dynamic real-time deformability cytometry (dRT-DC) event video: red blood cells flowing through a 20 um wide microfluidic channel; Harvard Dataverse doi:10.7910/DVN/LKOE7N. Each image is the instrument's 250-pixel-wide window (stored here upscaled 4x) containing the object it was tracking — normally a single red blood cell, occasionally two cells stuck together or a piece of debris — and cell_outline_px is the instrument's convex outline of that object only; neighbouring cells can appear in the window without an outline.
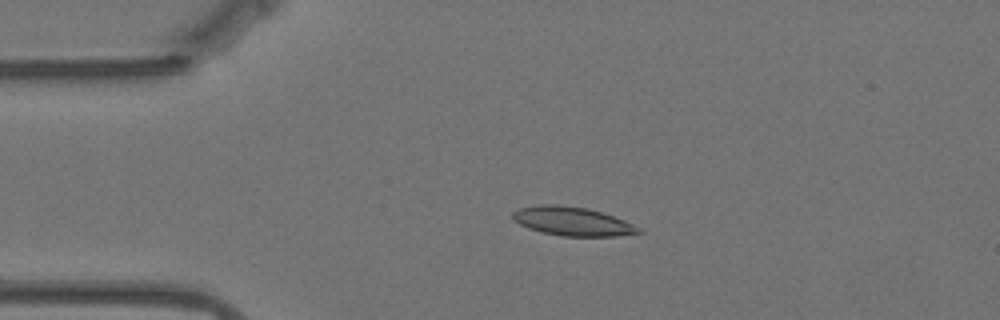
{"species": "Egyptian fruit bat (a non-hibernating species)", "species_latin": "Rousettus aegyptiacus", "temperature_condition": "warm", "stored_images_in_passage": 46, "camera_frame_rate_fps": 3000, "um_per_image_px": 0.085, "animal": {"sex": "female"}, "frame": {"image": 1, "passage_image": 1, "time_ms": 0.0, "image_size_px": [1000, 320], "cell_outline_px": [[644, 232], [616, 236], [560, 236], [528, 228], [512, 220], [512, 212], [520, 208], [540, 204], [556, 204], [588, 208], [624, 220], [640, 228]], "centroid_in_image_um": [48.63, 18.81], "position_along_channel_um": 36.4, "area_um2": 21.04}}
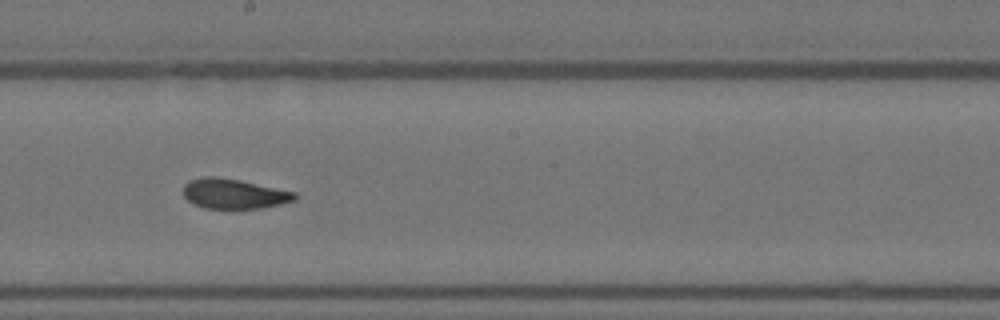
{"frame": {"image": 2, "passage_image": 20, "time_ms": 6.333, "image_size_px": [1000, 320], "cell_outline_px": [[296, 200], [280, 204], [260, 208], [232, 212], [204, 208], [192, 204], [184, 196], [184, 184], [188, 180], [204, 176], [216, 176], [240, 180], [296, 192]], "centroid_in_image_um": [19.85, 16.51], "position_along_channel_um": 228.3, "area_um2": 20.29}}
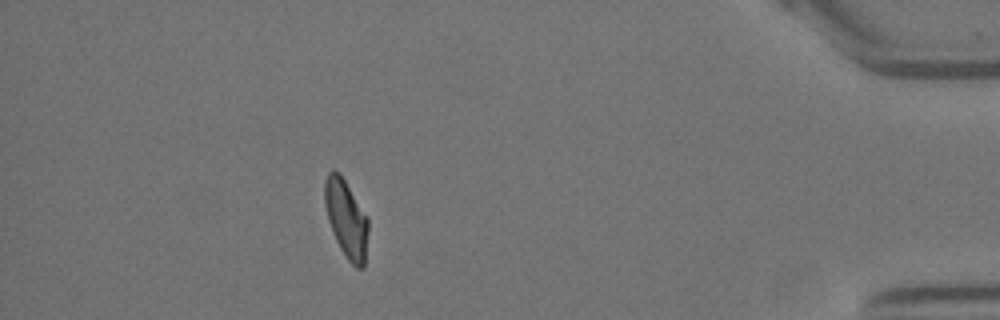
{"frame": {"image": 3, "passage_image": 40, "time_ms": 13.0, "image_size_px": [1000, 320], "cell_outline_px": [[368, 232], [364, 268], [356, 268], [348, 260], [340, 248], [336, 240], [328, 220], [324, 204], [324, 180], [328, 172], [332, 168], [340, 172], [368, 216]], "centroid_in_image_um": [29.43, 18.54], "position_along_channel_um": 405.8, "area_um2": 20.06}, "authors_computed_cell_mechanics": {"area_um2": 20.1722, "velocity_mm_per_s": 3.4798, "shape_relaxation_time_tau1_ms": 7.3015, "shape_relaxation_time_tau2_ms": 1.9293, "deformation_change_tau1": 0.2265, "deformation_change_tau2": 0.0821}}